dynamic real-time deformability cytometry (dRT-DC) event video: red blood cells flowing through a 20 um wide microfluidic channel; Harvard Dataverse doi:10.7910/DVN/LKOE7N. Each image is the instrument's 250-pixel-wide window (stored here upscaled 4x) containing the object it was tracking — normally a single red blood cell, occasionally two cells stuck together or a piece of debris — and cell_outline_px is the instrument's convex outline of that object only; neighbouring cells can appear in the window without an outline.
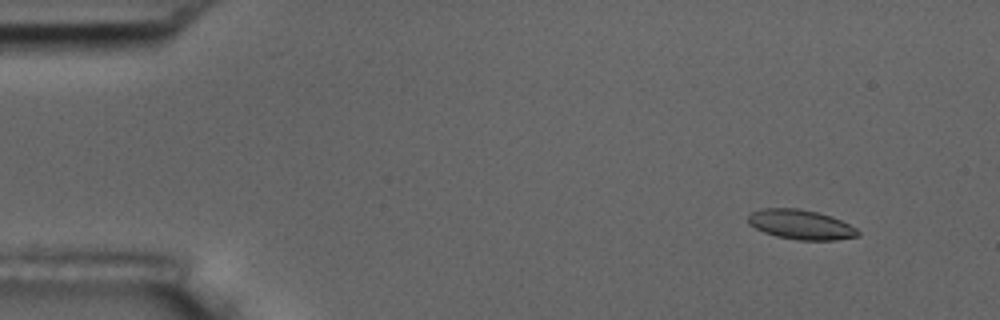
{"species": "common noctule bat (a hibernating species)", "species_latin": "Nyctalus noctula", "temperature_condition": "room temperature", "stored_images_in_passage": 58, "camera_frame_rate_fps": 3000, "um_per_image_px": 0.085, "animal": {"sex": "male", "body_mass_g": 17.5, "forearm_length_mm": 52.3}, "frame": {"image": 1, "passage_image": 6, "time_ms": 1.667, "image_size_px": [1000, 320], "cell_outline_px": [[860, 236], [836, 240], [800, 240], [776, 236], [764, 232], [748, 224], [748, 216], [752, 212], [760, 208], [800, 208], [832, 216], [856, 228], [860, 232]], "centroid_in_image_um": [68.07, 19.08], "position_along_channel_um": 16.9, "area_um2": 19.02}}
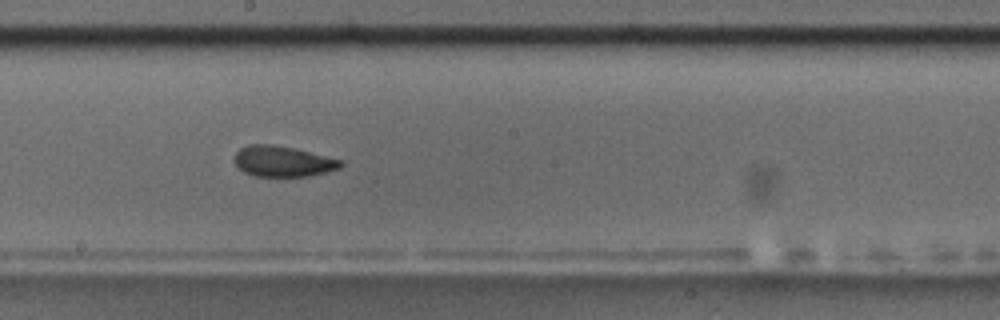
{"frame": {"image": 2, "passage_image": 32, "time_ms": 10.333, "image_size_px": [1000, 320], "cell_outline_px": [[344, 164], [340, 168], [308, 176], [252, 176], [244, 172], [232, 160], [236, 152], [240, 148], [248, 144], [272, 144], [292, 148], [344, 160]], "centroid_in_image_um": [24.02, 13.71], "position_along_channel_um": 224.2, "area_um2": 19.02}}
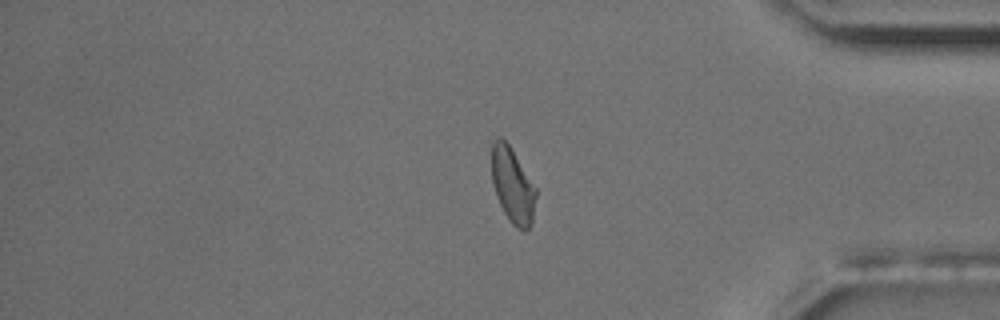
{"frame": {"image": 3, "passage_image": 48, "time_ms": 15.667, "image_size_px": [1000, 320], "cell_outline_px": [[536, 196], [532, 224], [524, 232], [516, 228], [512, 224], [504, 212], [496, 196], [492, 180], [492, 140], [496, 136], [500, 136], [508, 144], [536, 188]], "centroid_in_image_um": [43.56, 15.78], "position_along_channel_um": 391.6, "area_um2": 19.31}, "authors_computed_cell_mechanics": {"area_um2": 19.2763, "velocity_mm_per_s": 3.564, "shape_relaxation_time_tau1_ms": 11.2708, "shape_relaxation_time_tau2_ms": 2.1625, "deformation_change_tau1": 0.1874, "deformation_change_tau2": 0.0701}}